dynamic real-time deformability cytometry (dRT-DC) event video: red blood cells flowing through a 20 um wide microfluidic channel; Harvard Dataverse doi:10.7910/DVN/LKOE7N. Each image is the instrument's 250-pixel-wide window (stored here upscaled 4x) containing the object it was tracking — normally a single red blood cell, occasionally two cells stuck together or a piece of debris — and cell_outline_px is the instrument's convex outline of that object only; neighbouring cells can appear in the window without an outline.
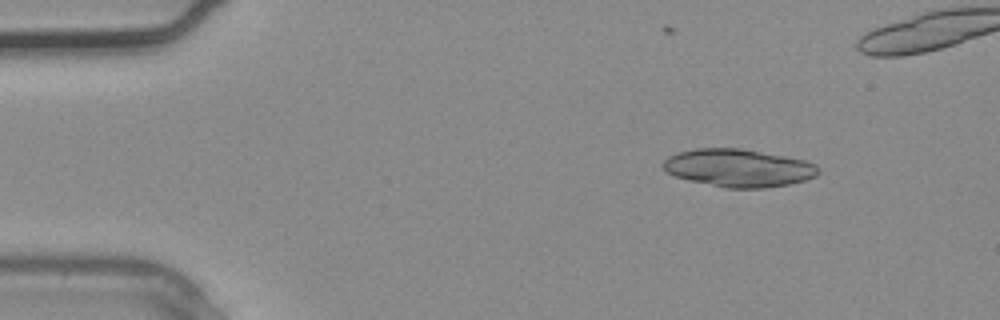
{"species": "common noctule bat (a hibernating species)", "species_latin": "Nyctalus noctula", "temperature_condition": "warm", "stored_images_in_passage": 3, "camera_frame_rate_fps": 3000, "um_per_image_px": 0.085, "animal": {"sex": "male", "body_mass_g": 20.4}, "frame": {"image": 1, "passage_image": 1, "time_ms": 0.0, "image_size_px": [1000, 320], "cell_outline_px": [[820, 172], [816, 176], [804, 180], [788, 184], [764, 188], [724, 188], [688, 180], [676, 176], [668, 172], [660, 164], [668, 156], [680, 152], [696, 148], [740, 148], [784, 156], [804, 160], [816, 164], [820, 168]], "centroid_in_image_um": [62.77, 14.28], "position_along_channel_um": 22.2, "area_um2": 34.16}}